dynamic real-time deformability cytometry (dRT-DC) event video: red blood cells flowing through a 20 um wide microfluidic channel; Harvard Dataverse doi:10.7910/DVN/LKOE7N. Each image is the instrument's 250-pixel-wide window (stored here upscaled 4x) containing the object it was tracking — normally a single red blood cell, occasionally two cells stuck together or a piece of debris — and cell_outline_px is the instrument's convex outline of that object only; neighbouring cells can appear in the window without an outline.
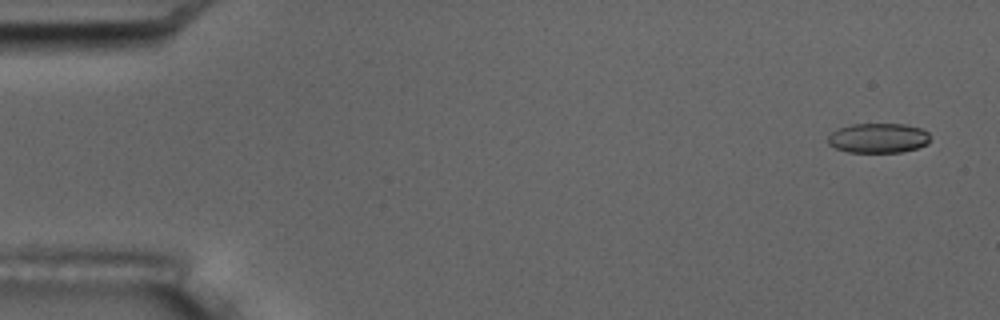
{"species": "common noctule bat (a hibernating species)", "species_latin": "Nyctalus noctula", "temperature_condition": "room temperature", "stored_images_in_passage": 3, "camera_frame_rate_fps": 3000, "um_per_image_px": 0.085, "animal": {"sex": "male", "body_mass_g": 17.5, "forearm_length_mm": 52.3}, "frame": {"image": 1, "passage_image": 1, "time_ms": 0.0, "image_size_px": [1000, 320], "cell_outline_px": [[928, 144], [916, 148], [900, 152], [848, 152], [836, 148], [828, 144], [828, 136], [836, 128], [852, 124], [904, 124], [920, 128], [928, 132]], "centroid_in_image_um": [74.62, 11.73], "position_along_channel_um": 10.4, "area_um2": 17.69}}